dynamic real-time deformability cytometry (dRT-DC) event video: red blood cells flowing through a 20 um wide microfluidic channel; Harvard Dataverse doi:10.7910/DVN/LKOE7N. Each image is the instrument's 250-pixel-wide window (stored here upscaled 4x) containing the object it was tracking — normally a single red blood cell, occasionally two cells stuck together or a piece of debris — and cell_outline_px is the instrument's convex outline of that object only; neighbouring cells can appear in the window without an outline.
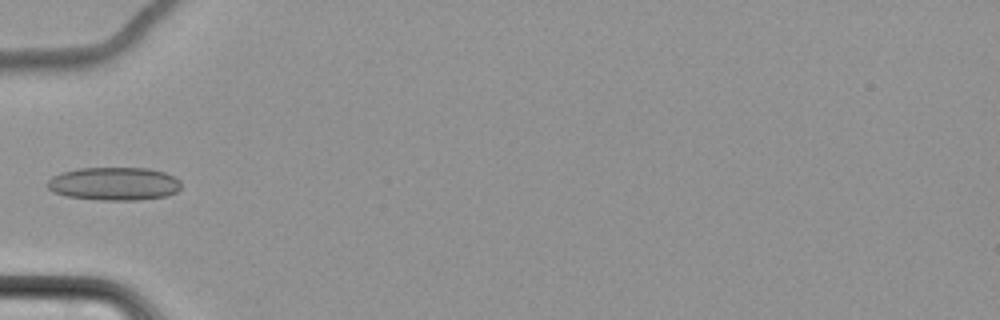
{"species": "common noctule bat (a hibernating species)", "species_latin": "Nyctalus noctula", "temperature_condition": "cold", "stored_images_in_passage": 6, "camera_frame_rate_fps": 3000, "um_per_image_px": 0.085, "animal": {"sex": "female", "body_mass_g": 22.7, "forearm_length_mm": 54.2}, "frame": {"image": 1, "passage_image": 6, "time_ms": 6.0, "image_size_px": [1000, 320], "cell_outline_px": [[180, 188], [176, 192], [168, 196], [140, 200], [100, 200], [68, 196], [52, 192], [48, 188], [48, 180], [52, 176], [60, 172], [76, 168], [148, 168], [164, 172], [180, 180]], "centroid_in_image_um": [9.69, 15.62], "position_along_channel_um": 75.3, "area_um2": 26.01}}